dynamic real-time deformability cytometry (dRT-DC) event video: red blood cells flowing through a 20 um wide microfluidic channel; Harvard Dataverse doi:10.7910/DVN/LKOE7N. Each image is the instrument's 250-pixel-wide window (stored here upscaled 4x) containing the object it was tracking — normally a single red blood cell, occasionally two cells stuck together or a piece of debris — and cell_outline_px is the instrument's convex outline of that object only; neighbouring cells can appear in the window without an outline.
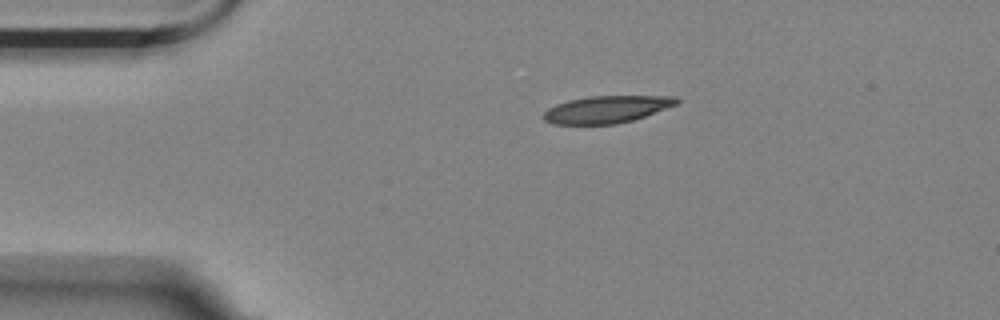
{"species": "Egyptian fruit bat (a non-hibernating species)", "species_latin": "Rousettus aegyptiacus", "temperature_condition": "room temperature", "stored_images_in_passage": 46, "camera_frame_rate_fps": 3000, "um_per_image_px": 0.085, "animal": {"sex": "female"}, "frame": {"image": 1, "passage_image": 1, "time_ms": 0.0, "image_size_px": [1000, 320], "cell_outline_px": [[680, 104], [632, 120], [616, 124], [552, 124], [544, 120], [540, 116], [548, 108], [556, 104], [568, 100], [588, 96], [676, 96], [680, 100]], "centroid_in_image_um": [51.56, 9.29], "position_along_channel_um": 33.4, "area_um2": 21.27}}
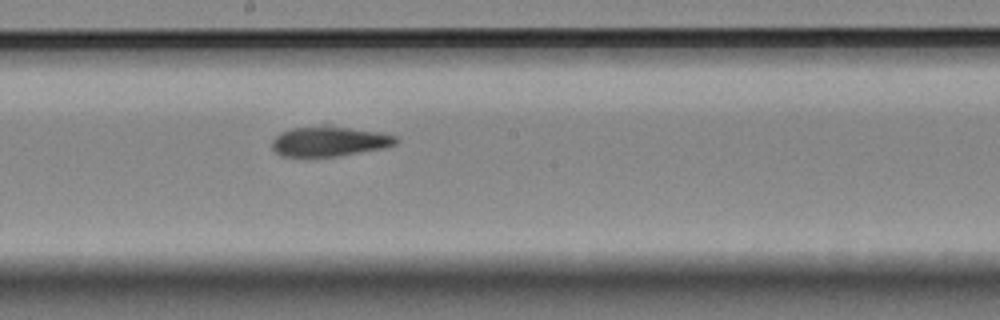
{"frame": {"image": 2, "passage_image": 20, "time_ms": 6.333, "image_size_px": [1000, 320], "cell_outline_px": [[400, 140], [396, 144], [384, 148], [340, 156], [280, 156], [272, 148], [272, 140], [280, 132], [292, 128], [324, 124], [328, 124], [384, 132], [396, 136]], "centroid_in_image_um": [28.04, 11.98], "position_along_channel_um": 220.2, "area_um2": 22.25}}
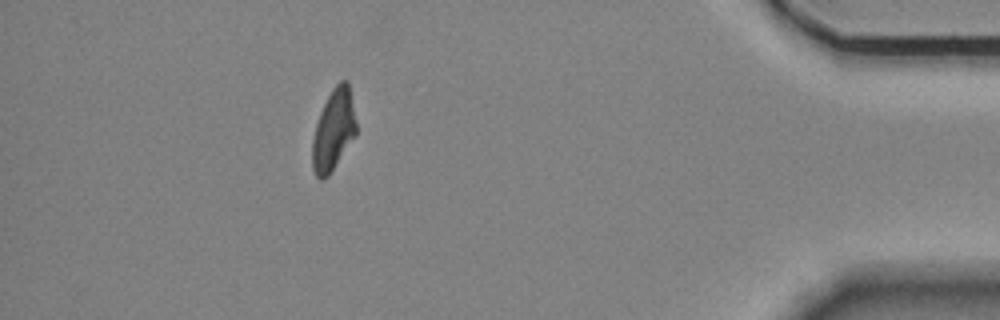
{"frame": {"image": 3, "passage_image": 40, "time_ms": 13.0, "image_size_px": [1000, 320], "cell_outline_px": [[356, 136], [328, 176], [324, 180], [320, 180], [316, 176], [312, 168], [312, 140], [316, 124], [320, 112], [332, 88], [340, 80], [348, 80], [356, 120]], "centroid_in_image_um": [28.35, 11.06], "position_along_channel_um": 406.9, "area_um2": 20.87}, "authors_computed_cell_mechanics": {"area_um2": 21.8484, "velocity_mm_per_s": 3.5544, "shape_relaxation_time_tau1_ms": 10.9434, "shape_relaxation_time_tau2_ms": 2.8278, "deformation_change_tau1": 0.2365, "deformation_change_tau2": 0.1}}